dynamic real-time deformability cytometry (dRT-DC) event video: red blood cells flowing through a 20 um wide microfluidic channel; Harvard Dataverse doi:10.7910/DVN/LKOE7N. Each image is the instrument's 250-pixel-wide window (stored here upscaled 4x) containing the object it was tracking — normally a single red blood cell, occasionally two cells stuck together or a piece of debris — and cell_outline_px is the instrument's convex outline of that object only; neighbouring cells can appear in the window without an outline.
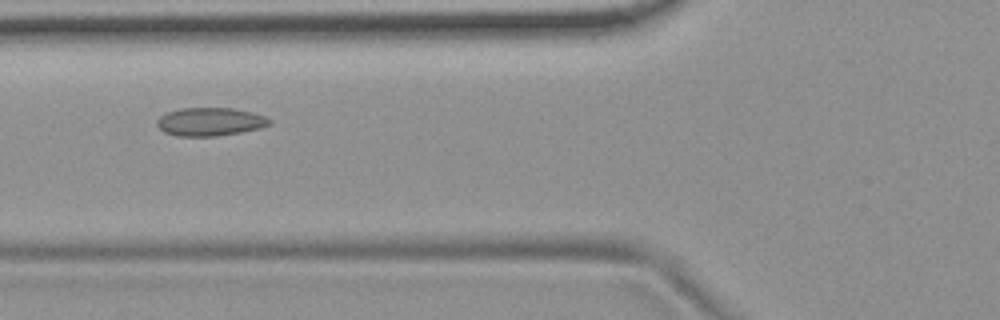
{"species": "common noctule bat (a hibernating species)", "species_latin": "Nyctalus noctula", "temperature_condition": "room temperature", "stored_images_in_passage": 51, "camera_frame_rate_fps": 3000, "um_per_image_px": 0.085, "animal": {"sex": "female", "body_mass_g": 19.9}, "frame": {"image": 1, "passage_image": 17, "time_ms": 5.333, "image_size_px": [1000, 320], "cell_outline_px": [[272, 120], [268, 124], [260, 128], [240, 132], [216, 136], [176, 136], [164, 132], [156, 124], [156, 120], [160, 116], [168, 112], [180, 108], [232, 108], [252, 112], [264, 116]], "centroid_in_image_um": [17.82, 10.34], "position_along_channel_um": 108.0, "area_um2": 18.44}}
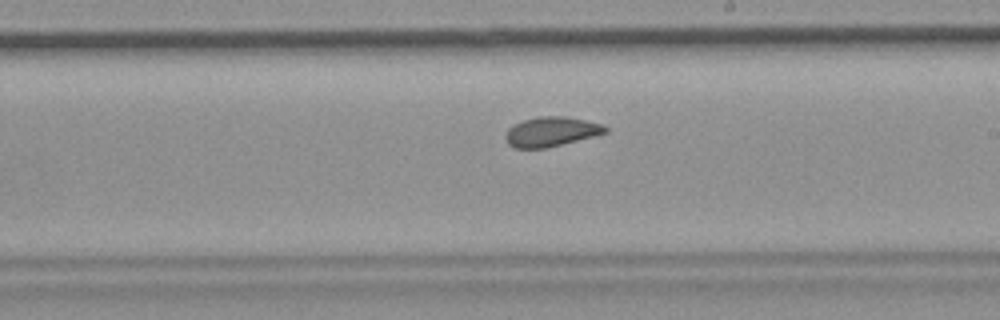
{"frame": {"image": 2, "passage_image": 28, "time_ms": 9.0, "image_size_px": [1000, 320], "cell_outline_px": [[608, 132], [548, 148], [512, 148], [508, 144], [504, 136], [508, 128], [524, 120], [540, 116], [568, 116], [604, 124], [608, 128]], "centroid_in_image_um": [46.86, 11.19], "position_along_channel_um": 242.1, "area_um2": 17.34}}
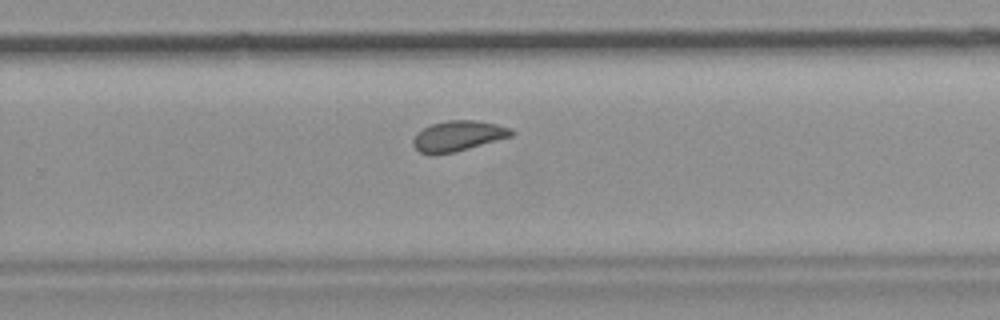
{"frame": {"image": 3, "passage_image": 32, "time_ms": 10.333, "image_size_px": [1000, 320], "cell_outline_px": [[516, 132], [512, 136], [456, 152], [420, 152], [412, 144], [412, 140], [416, 132], [432, 124], [448, 120], [476, 120], [496, 124], [512, 128]], "centroid_in_image_um": [38.98, 11.52], "position_along_channel_um": 290.8, "area_um2": 17.17}, "authors_computed_cell_mechanics": {"area_um2": 18.1492, "velocity_mm_per_s": 3.6679, "shape_relaxation_time_tau1_ms": null, "shape_relaxation_time_tau2_ms": 1.3067, "deformation_change_tau1": null, "deformation_change_tau2": 0.0613}}